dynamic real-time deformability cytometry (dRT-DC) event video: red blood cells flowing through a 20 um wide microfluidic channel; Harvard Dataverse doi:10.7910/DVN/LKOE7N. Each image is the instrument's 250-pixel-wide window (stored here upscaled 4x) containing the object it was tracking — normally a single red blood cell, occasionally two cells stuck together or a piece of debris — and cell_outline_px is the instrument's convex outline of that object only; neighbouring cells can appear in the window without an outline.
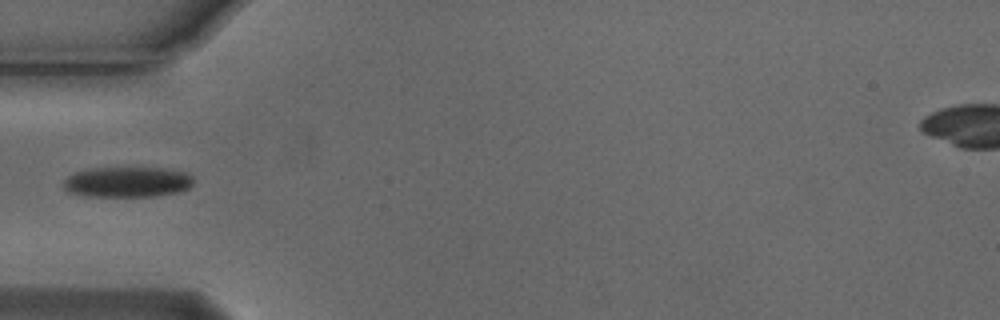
{"species": "Egyptian fruit bat (a non-hibernating species)", "species_latin": "Rousettus aegyptiacus", "temperature_condition": "cold", "stored_images_in_passage": 2, "camera_frame_rate_fps": 3000, "um_per_image_px": 0.085, "animal": {"sex": "male"}, "frame": {"image": 1, "passage_image": 1, "time_ms": 0.0, "image_size_px": [1000, 320], "cell_outline_px": [[192, 184], [188, 188], [176, 192], [152, 196], [88, 196], [68, 192], [64, 188], [64, 180], [68, 176], [76, 172], [92, 168], [164, 168], [184, 172], [192, 176]], "centroid_in_image_um": [10.8, 15.46], "position_along_channel_um": 74.2, "area_um2": 22.77}}
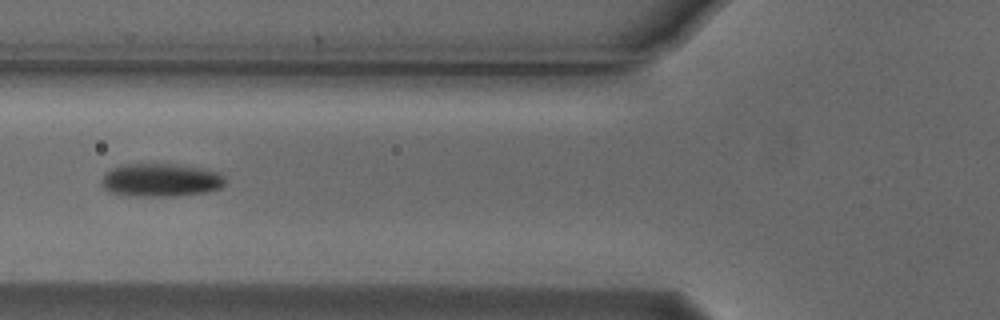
{"frame": {"image": 2, "passage_image": 2, "time_ms": 0.333, "image_size_px": [1000, 320], "cell_outline_px": [[224, 184], [220, 188], [204, 192], [176, 196], [128, 196], [108, 192], [104, 188], [104, 172], [112, 168], [124, 164], [176, 164], [200, 168], [220, 172], [224, 176]], "centroid_in_image_um": [13.66, 15.31], "position_along_channel_um": 112.1, "area_um2": 23.87}}